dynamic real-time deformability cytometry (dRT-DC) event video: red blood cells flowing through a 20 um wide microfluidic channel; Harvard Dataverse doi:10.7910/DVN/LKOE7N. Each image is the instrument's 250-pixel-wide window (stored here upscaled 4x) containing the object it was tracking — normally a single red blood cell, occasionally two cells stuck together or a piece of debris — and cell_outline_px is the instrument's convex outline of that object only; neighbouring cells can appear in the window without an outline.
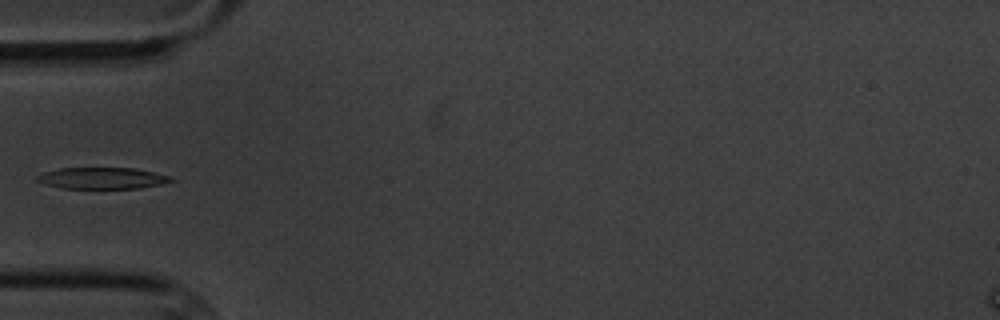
{"species": "common noctule bat (a hibernating species)", "species_latin": "Nyctalus noctula", "temperature_condition": "cold", "stored_images_in_passage": 7, "camera_frame_rate_fps": 3000, "um_per_image_px": 0.085, "animal": {"sex": "male", "body_mass_g": 20.1, "forearm_length_mm": 53.5}, "frame": {"image": 1, "passage_image": 6, "time_ms": 6.0, "image_size_px": [1000, 320], "cell_outline_px": [[176, 180], [160, 184], [140, 188], [64, 188], [44, 184], [36, 180], [36, 176], [44, 172], [60, 168], [136, 168], [168, 176]], "centroid_in_image_um": [8.66, 15.14], "position_along_channel_um": 76.3, "area_um2": 16.53}}
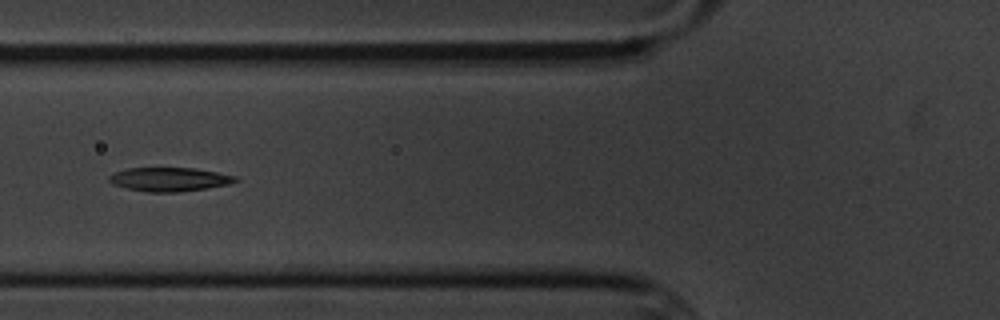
{"frame": {"image": 2, "passage_image": 7, "time_ms": 7.0, "image_size_px": [1000, 320], "cell_outline_px": [[240, 180], [228, 184], [208, 188], [176, 192], [148, 192], [128, 188], [112, 184], [108, 180], [108, 176], [116, 172], [128, 168], [196, 168], [236, 176]], "centroid_in_image_um": [14.41, 15.24], "position_along_channel_um": 111.4, "area_um2": 17.46}}